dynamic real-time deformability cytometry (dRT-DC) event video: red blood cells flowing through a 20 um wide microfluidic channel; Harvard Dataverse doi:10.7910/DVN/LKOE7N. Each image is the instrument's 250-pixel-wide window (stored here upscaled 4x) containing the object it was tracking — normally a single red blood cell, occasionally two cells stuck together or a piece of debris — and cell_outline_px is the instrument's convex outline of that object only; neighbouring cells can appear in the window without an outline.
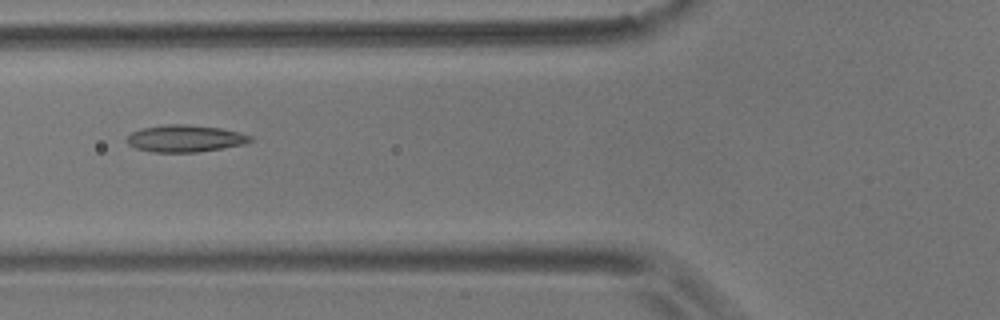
{"species": "common noctule bat (a hibernating species)", "species_latin": "Nyctalus noctula", "temperature_condition": "room temperature", "stored_images_in_passage": 4, "camera_frame_rate_fps": 3000, "um_per_image_px": 0.085, "animal": {"sex": "male", "body_mass_g": 17.9}, "frame": {"image": 1, "passage_image": 2, "time_ms": 1.333, "image_size_px": [1000, 320], "cell_outline_px": [[252, 140], [244, 144], [196, 152], [152, 152], [136, 148], [128, 144], [124, 140], [132, 132], [140, 128], [168, 124], [184, 124], [220, 128], [240, 132], [252, 136]], "centroid_in_image_um": [15.7, 11.76], "position_along_channel_um": 110.1, "area_um2": 19.36}}
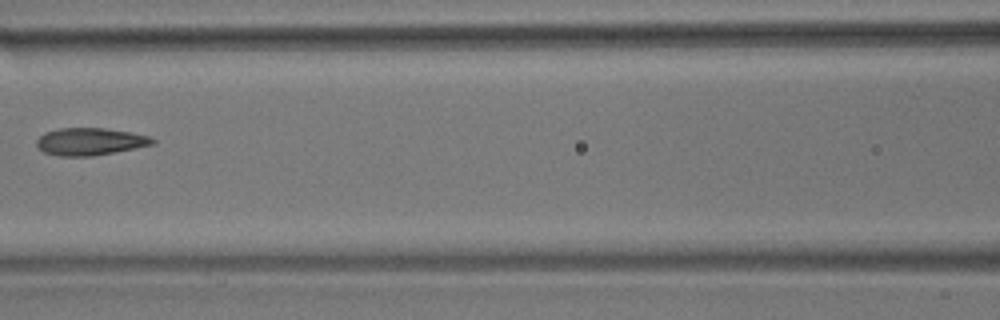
{"frame": {"image": 2, "passage_image": 3, "time_ms": 2.667, "image_size_px": [1000, 320], "cell_outline_px": [[156, 144], [92, 156], [60, 156], [44, 152], [36, 144], [36, 140], [44, 132], [60, 128], [104, 128], [132, 132], [148, 136], [156, 140]], "centroid_in_image_um": [7.66, 12.02], "position_along_channel_um": 158.9, "area_um2": 18.44}}
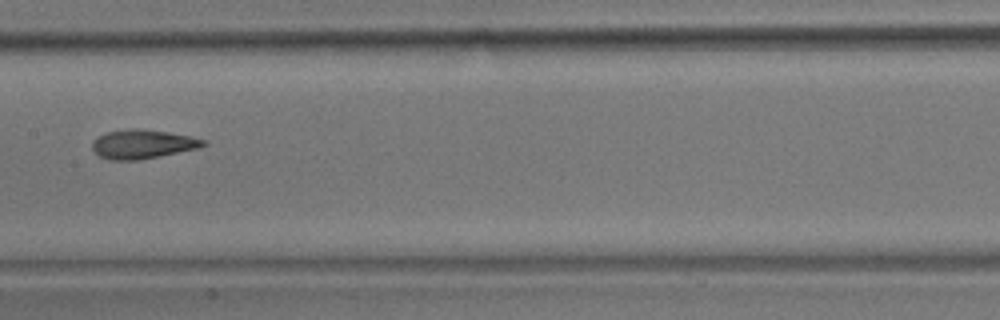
{"frame": {"image": 3, "passage_image": 4, "time_ms": 3.667, "image_size_px": [1000, 320], "cell_outline_px": [[208, 144], [200, 148], [140, 160], [108, 160], [100, 156], [92, 148], [92, 144], [100, 136], [108, 132], [132, 128], [136, 128], [168, 132], [192, 136], [208, 140]], "centroid_in_image_um": [12.21, 12.26], "position_along_channel_um": 195.2, "area_um2": 18.79}}